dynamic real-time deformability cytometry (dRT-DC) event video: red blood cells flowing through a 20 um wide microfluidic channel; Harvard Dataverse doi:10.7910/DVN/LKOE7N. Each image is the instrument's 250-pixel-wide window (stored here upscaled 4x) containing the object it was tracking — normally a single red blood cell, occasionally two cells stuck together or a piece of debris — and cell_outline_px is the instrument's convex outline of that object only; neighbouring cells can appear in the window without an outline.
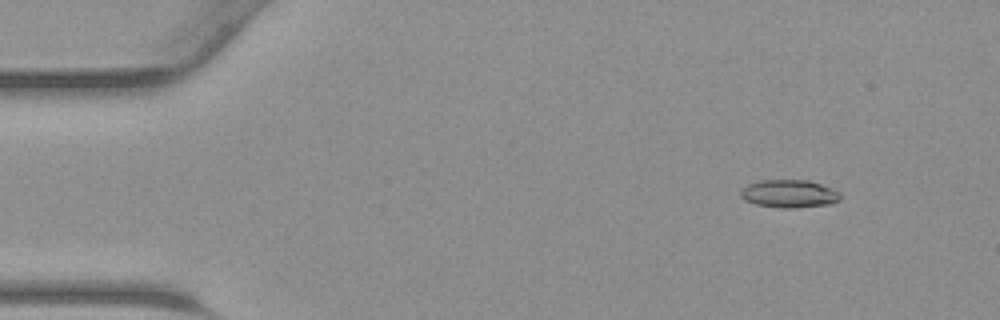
{"species": "common noctule bat (a hibernating species)", "species_latin": "Nyctalus noctula", "temperature_condition": "warm", "stored_images_in_passage": 45, "camera_frame_rate_fps": 3000, "um_per_image_px": 0.085, "animal": {"sex": "male", "body_mass_g": 23.1, "forearm_length_mm": 52.7}, "frame": {"image": 1, "passage_image": 5, "time_ms": 1.333, "image_size_px": [1000, 320], "cell_outline_px": [[840, 200], [832, 204], [792, 208], [780, 208], [756, 204], [744, 200], [740, 196], [740, 188], [748, 184], [760, 180], [808, 180], [832, 188], [840, 192]], "centroid_in_image_um": [67.07, 16.47], "position_along_channel_um": 17.9, "area_um2": 16.36}}
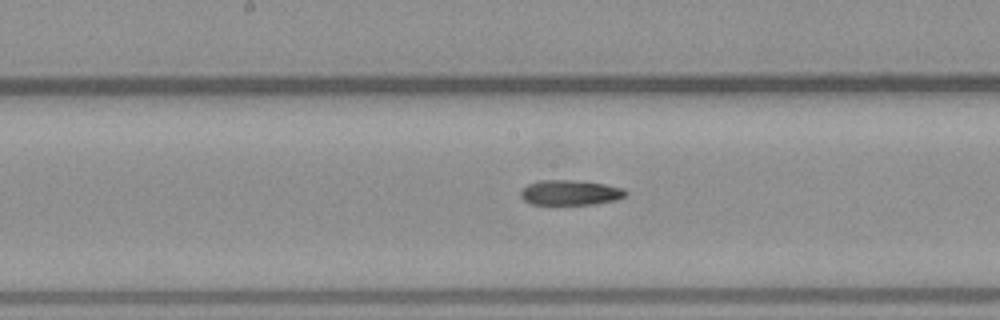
{"frame": {"image": 2, "passage_image": 23, "time_ms": 7.333, "image_size_px": [1000, 320], "cell_outline_px": [[628, 192], [624, 196], [616, 200], [592, 204], [532, 204], [524, 200], [520, 196], [520, 192], [528, 184], [540, 180], [584, 180], [624, 188]], "centroid_in_image_um": [48.48, 16.36], "position_along_channel_um": 199.7, "area_um2": 15.37}}
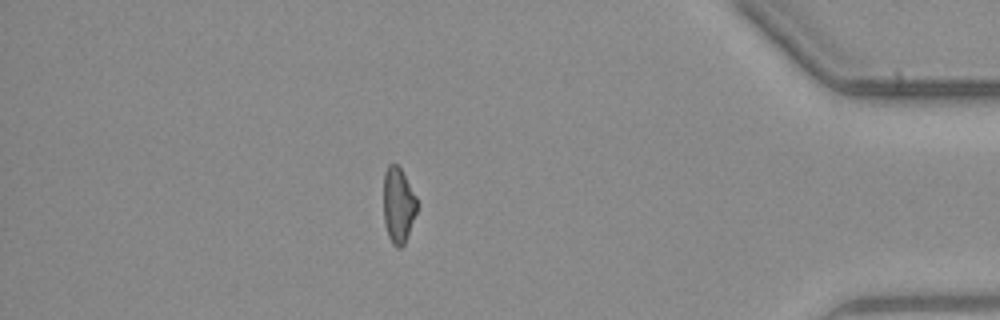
{"frame": {"image": 3, "passage_image": 39, "time_ms": 12.667, "image_size_px": [1000, 320], "cell_outline_px": [[416, 212], [404, 244], [400, 248], [396, 248], [392, 244], [388, 236], [384, 224], [384, 172], [388, 164], [396, 164], [400, 168], [416, 196]], "centroid_in_image_um": [33.83, 17.45], "position_along_channel_um": 401.4, "area_um2": 14.57}}